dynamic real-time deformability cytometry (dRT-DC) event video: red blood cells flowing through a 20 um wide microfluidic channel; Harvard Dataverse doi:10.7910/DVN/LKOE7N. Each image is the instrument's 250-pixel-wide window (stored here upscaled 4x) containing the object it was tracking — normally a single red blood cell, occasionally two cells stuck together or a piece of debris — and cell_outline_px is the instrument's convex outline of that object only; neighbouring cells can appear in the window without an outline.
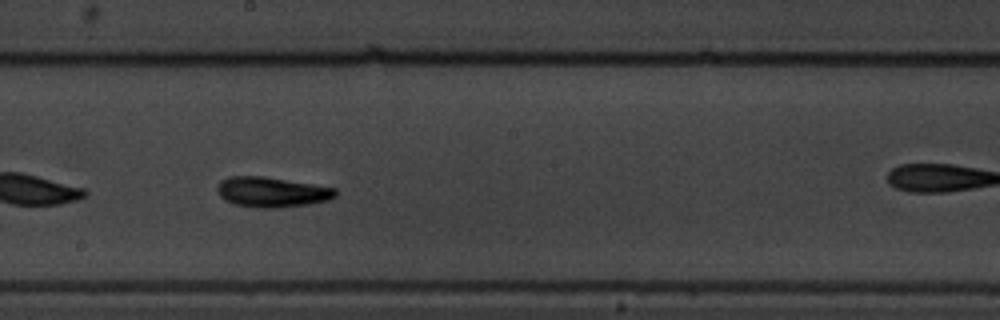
{"species": "common noctule bat (a hibernating species)", "species_latin": "Nyctalus noctula", "temperature_condition": "warm", "stored_images_in_passage": 9, "camera_frame_rate_fps": 3000, "um_per_image_px": 0.085, "animal": {"sex": "male", "body_mass_g": 19.5, "forearm_length_mm": 54.6}, "frame": {"image": 1, "passage_image": 7, "time_ms": 7.667, "image_size_px": [1000, 320], "cell_outline_px": [[336, 196], [328, 200], [308, 204], [280, 208], [256, 208], [236, 204], [224, 200], [220, 196], [216, 188], [216, 184], [220, 180], [228, 176], [264, 176], [336, 188]], "centroid_in_image_um": [23.06, 16.32], "position_along_channel_um": 225.1, "area_um2": 20.92}}